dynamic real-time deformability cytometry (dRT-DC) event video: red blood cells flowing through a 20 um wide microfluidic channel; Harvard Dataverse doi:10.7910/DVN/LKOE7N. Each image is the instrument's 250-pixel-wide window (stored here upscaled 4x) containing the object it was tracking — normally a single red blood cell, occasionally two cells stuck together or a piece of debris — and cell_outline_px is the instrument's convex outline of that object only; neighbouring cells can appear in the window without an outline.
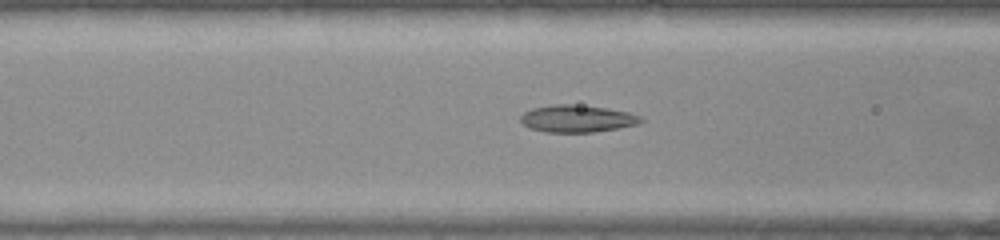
{"species": "common noctule bat (a hibernating species)", "species_latin": "Nyctalus noctula", "temperature_condition": "warm", "stored_images_in_passage": 52, "camera_frame_rate_fps": 3000, "um_per_image_px": 0.085, "animal": {"sex": "female", "body_mass_g": 22.0, "forearm_length_mm": 56.7}, "frame": {"image": 1, "passage_image": 20, "time_ms": 6.333, "image_size_px": [1000, 240], "cell_outline_px": [[644, 120], [640, 124], [592, 132], [544, 132], [528, 128], [520, 120], [520, 116], [524, 112], [532, 108], [552, 104], [572, 104], [604, 108], [628, 112], [640, 116]], "centroid_in_image_um": [49.02, 10.08], "position_along_channel_um": 117.6, "area_um2": 19.02}}
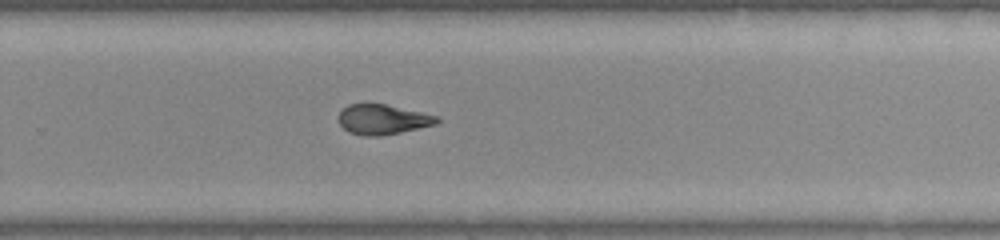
{"frame": {"image": 2, "passage_image": 34, "time_ms": 11.0, "image_size_px": [1000, 240], "cell_outline_px": [[440, 120], [436, 124], [400, 132], [380, 136], [364, 136], [348, 132], [340, 124], [340, 112], [348, 104], [384, 104], [440, 116]], "centroid_in_image_um": [32.55, 10.16], "position_along_channel_um": 297.3, "area_um2": 16.99}}
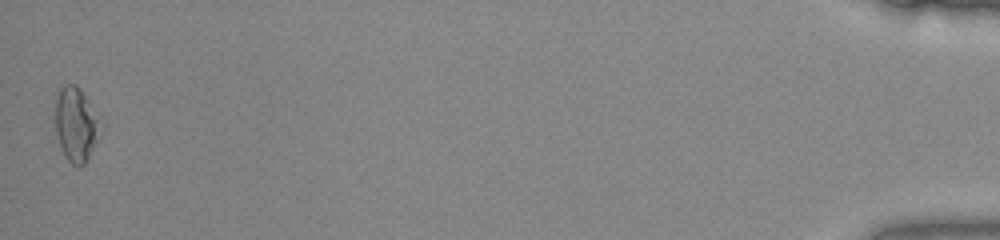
{"frame": {"image": 3, "passage_image": 52, "time_ms": 17.0, "image_size_px": [1000, 240], "cell_outline_px": [[104, 124], [84, 164], [80, 168], [76, 168], [64, 156], [56, 132], [56, 96], [60, 88], [64, 84], [76, 84], [80, 88]], "centroid_in_image_um": [6.47, 10.56], "position_along_channel_um": 428.7, "area_um2": 19.54}, "authors_computed_cell_mechanics": {"area_um2": 18.3804, "velocity_mm_per_s": 3.8607, "shape_relaxation_time_tau1_ms": null, "shape_relaxation_time_tau2_ms": 1.6428, "deformation_change_tau1": null, "deformation_change_tau2": 0.0927}}